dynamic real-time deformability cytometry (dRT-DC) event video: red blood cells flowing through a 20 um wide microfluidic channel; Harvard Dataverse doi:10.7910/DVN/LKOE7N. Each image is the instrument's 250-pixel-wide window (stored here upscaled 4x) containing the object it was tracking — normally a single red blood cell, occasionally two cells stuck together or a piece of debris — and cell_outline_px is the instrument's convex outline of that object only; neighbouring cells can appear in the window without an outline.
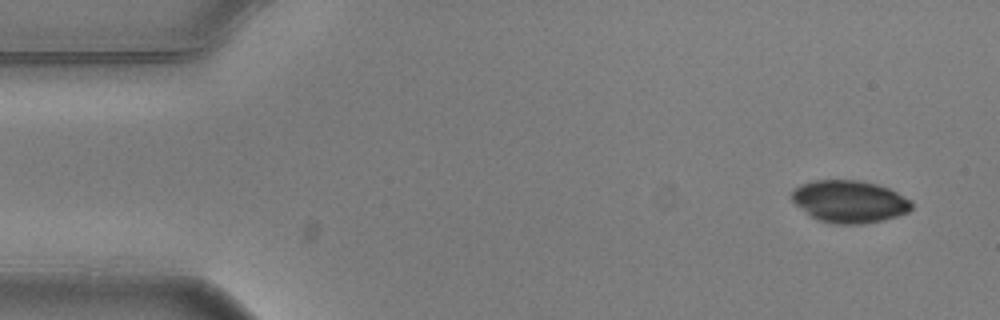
{"species": "common noctule bat (a hibernating species)", "species_latin": "Nyctalus noctula", "temperature_condition": "warm", "stored_images_in_passage": 5, "camera_frame_rate_fps": 3000, "um_per_image_px": 0.085, "animal": {"sex": "male", "body_mass_g": 20.5, "forearm_length_mm": 52.5}, "frame": {"image": 1, "passage_image": 1, "time_ms": 0.0, "image_size_px": [1000, 320], "cell_outline_px": [[912, 208], [908, 212], [896, 216], [880, 220], [860, 224], [836, 224], [820, 220], [812, 216], [796, 204], [792, 200], [792, 188], [800, 184], [812, 180], [860, 180], [876, 184], [888, 188], [912, 200]], "centroid_in_image_um": [72.2, 17.11], "position_along_channel_um": 12.8, "area_um2": 29.36}}